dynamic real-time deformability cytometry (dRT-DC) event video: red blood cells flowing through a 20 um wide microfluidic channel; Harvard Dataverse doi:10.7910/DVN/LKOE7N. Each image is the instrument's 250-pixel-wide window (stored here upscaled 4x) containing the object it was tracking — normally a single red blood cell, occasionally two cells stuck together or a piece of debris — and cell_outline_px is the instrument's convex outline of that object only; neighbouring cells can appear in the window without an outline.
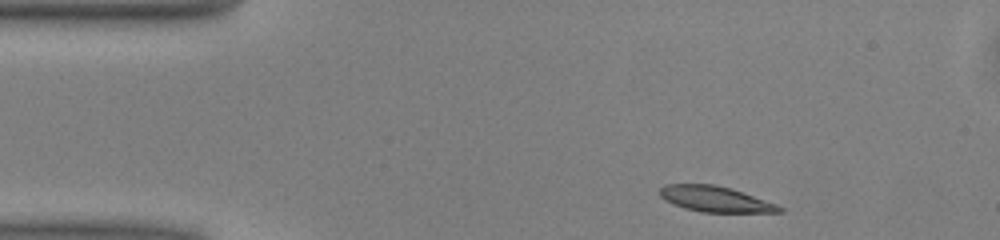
{"species": "common noctule bat (a hibernating species)", "species_latin": "Nyctalus noctula", "temperature_condition": "warm", "stored_images_in_passage": 45, "camera_frame_rate_fps": 3000, "um_per_image_px": 0.085, "animal": {"sex": "male", "body_mass_g": 13.0, "forearm_length_mm": 53.1}, "frame": {"image": 1, "passage_image": 1, "time_ms": 0.0, "image_size_px": [1000, 240], "cell_outline_px": [[784, 212], [700, 212], [684, 208], [664, 200], [660, 196], [660, 188], [664, 184], [716, 184], [732, 188], [776, 204], [784, 208]], "centroid_in_image_um": [60.79, 16.91], "position_along_channel_um": 24.2, "area_um2": 17.92}}
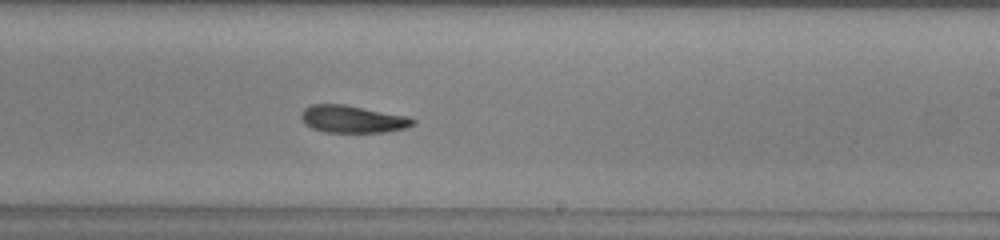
{"frame": {"image": 2, "passage_image": 23, "time_ms": 7.333, "image_size_px": [1000, 240], "cell_outline_px": [[416, 124], [408, 128], [384, 132], [324, 132], [312, 128], [304, 124], [300, 116], [304, 108], [312, 104], [344, 104], [408, 116], [416, 120]], "centroid_in_image_um": [29.99, 10.13], "position_along_channel_um": 259.0, "area_um2": 17.98}}
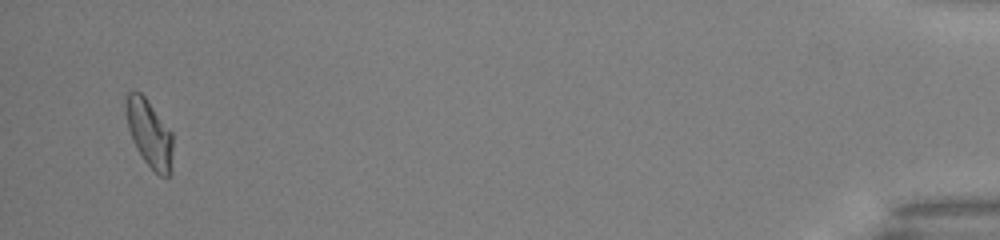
{"frame": {"image": 3, "passage_image": 42, "time_ms": 13.667, "image_size_px": [1000, 240], "cell_outline_px": [[172, 172], [168, 176], [160, 176], [144, 160], [132, 140], [128, 128], [124, 108], [124, 96], [128, 92], [140, 92], [148, 100], [172, 132]], "centroid_in_image_um": [12.68, 11.31], "position_along_channel_um": 422.5, "area_um2": 18.55}, "authors_computed_cell_mechanics": {"area_um2": 18.4382, "velocity_mm_per_s": 4.0561, "shape_relaxation_time_tau1_ms": 5.5516, "shape_relaxation_time_tau2_ms": 4.2336, "deformation_change_tau1": 0.1578, "deformation_change_tau2": 0.1241}}